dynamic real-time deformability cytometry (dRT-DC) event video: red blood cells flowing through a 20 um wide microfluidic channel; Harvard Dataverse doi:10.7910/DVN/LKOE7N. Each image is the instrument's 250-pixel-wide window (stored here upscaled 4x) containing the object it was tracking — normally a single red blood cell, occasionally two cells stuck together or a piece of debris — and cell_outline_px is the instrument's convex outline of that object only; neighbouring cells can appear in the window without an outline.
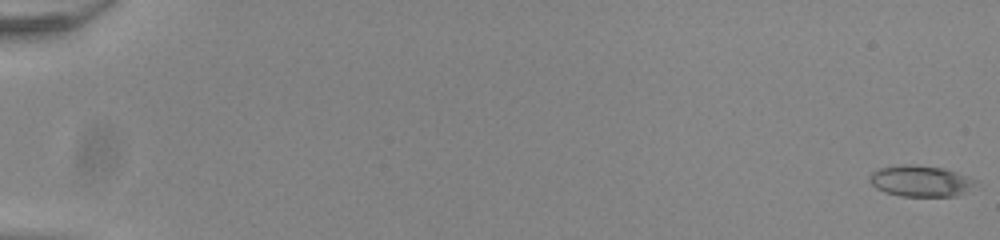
{"species": "common noctule bat (a hibernating species)", "species_latin": "Nyctalus noctula", "temperature_condition": "room temperature", "stored_images_in_passage": 55, "camera_frame_rate_fps": 3000, "um_per_image_px": 0.085, "animal": {"sex": "male", "body_mass_g": 20.0, "forearm_length_mm": 53.3}, "frame": {"image": 1, "passage_image": 1, "time_ms": 0.0, "image_size_px": [1000, 240], "cell_outline_px": [[976, 180], [964, 192], [956, 196], [900, 196], [884, 192], [876, 188], [868, 180], [868, 176], [872, 172], [880, 168], [904, 164], [908, 164], [944, 168], [956, 172]], "centroid_in_image_um": [78.17, 15.38], "position_along_channel_um": 6.8, "area_um2": 18.96}}
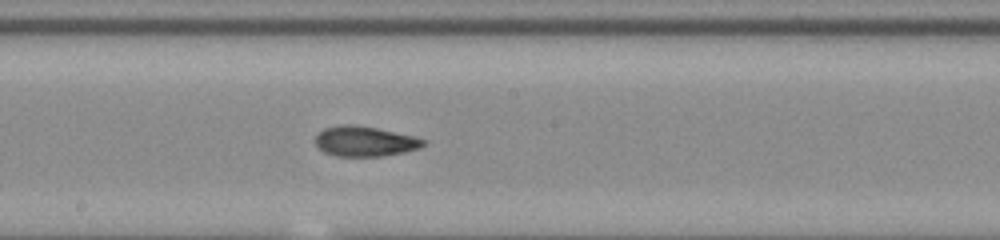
{"frame": {"image": 2, "passage_image": 32, "time_ms": 10.333, "image_size_px": [1000, 240], "cell_outline_px": [[428, 140], [420, 148], [404, 152], [380, 156], [336, 156], [324, 152], [316, 144], [316, 136], [324, 128], [340, 124], [356, 124], [376, 128], [412, 136]], "centroid_in_image_um": [31.0, 12.0], "position_along_channel_um": 217.2, "area_um2": 18.84}}
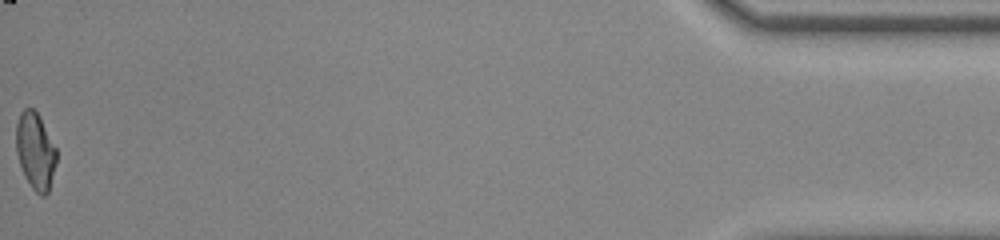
{"frame": {"image": 3, "passage_image": 55, "time_ms": 18.0, "image_size_px": [1000, 240], "cell_outline_px": [[56, 164], [48, 192], [44, 196], [40, 196], [32, 188], [20, 164], [16, 152], [16, 124], [20, 112], [24, 108], [32, 108], [40, 116], [56, 148]], "centroid_in_image_um": [3.01, 12.81], "position_along_channel_um": 432.2, "area_um2": 17.92}, "authors_computed_cell_mechanics": {"area_um2": 18.8428, "velocity_mm_per_s": 3.9327, "shape_relaxation_time_tau1_ms": 9.4367, "shape_relaxation_time_tau2_ms": 1.8245, "deformation_change_tau1": 0.2368, "deformation_change_tau2": 0.0872}}